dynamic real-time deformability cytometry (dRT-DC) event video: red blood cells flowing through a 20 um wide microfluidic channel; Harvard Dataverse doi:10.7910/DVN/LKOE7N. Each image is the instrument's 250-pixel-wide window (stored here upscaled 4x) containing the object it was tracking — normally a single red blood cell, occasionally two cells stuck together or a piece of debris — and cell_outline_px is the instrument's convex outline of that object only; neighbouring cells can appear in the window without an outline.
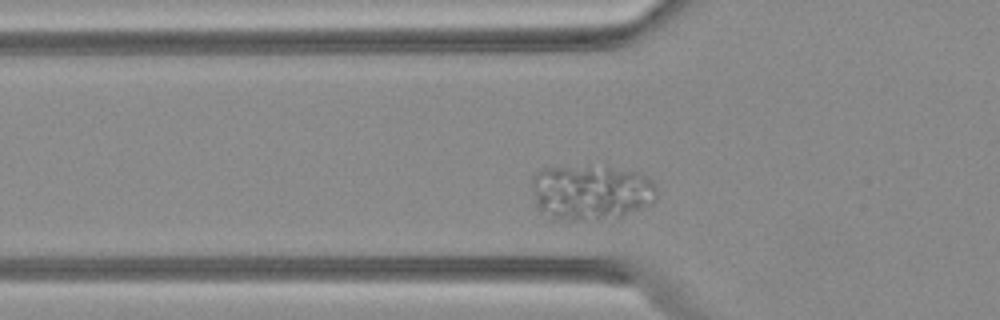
{"species": "Egyptian fruit bat (a non-hibernating species)", "species_latin": "Rousettus aegyptiacus", "temperature_condition": "warm", "stored_images_in_passage": 29, "camera_frame_rate_fps": 3000, "um_per_image_px": 0.085, "animal": {"sex": "female"}, "frame": {"image": 1, "passage_image": 2, "time_ms": 0.333, "image_size_px": [1000, 320], "cell_outline_px": [[656, 200], [652, 204], [620, 216], [596, 220], [548, 220], [536, 208], [532, 188], [532, 176], [540, 168], [588, 164], [640, 172], [648, 176], [652, 180], [656, 188]], "centroid_in_image_um": [50.18, 16.33], "position_along_channel_um": 75.6, "area_um2": 41.62}}
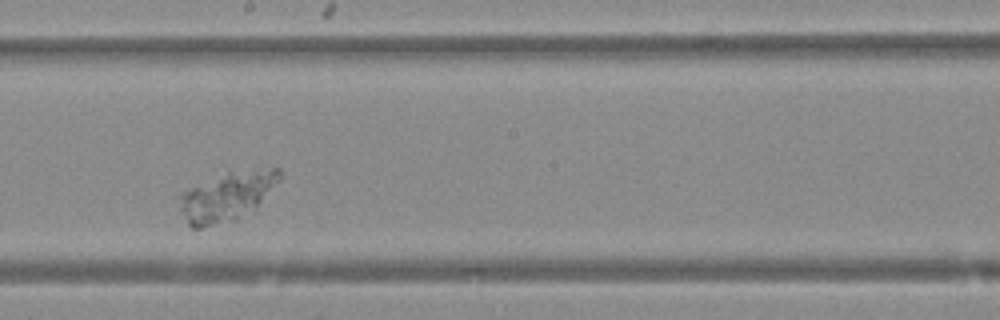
{"frame": {"image": 2, "passage_image": 14, "time_ms": 4.333, "image_size_px": [1000, 320], "cell_outline_px": [[280, 180], [256, 212], [236, 220], [200, 228], [192, 228], [188, 224], [180, 208], [180, 192], [228, 168], [280, 168]], "centroid_in_image_um": [19.36, 16.64], "position_along_channel_um": 228.8, "area_um2": 30.11}}
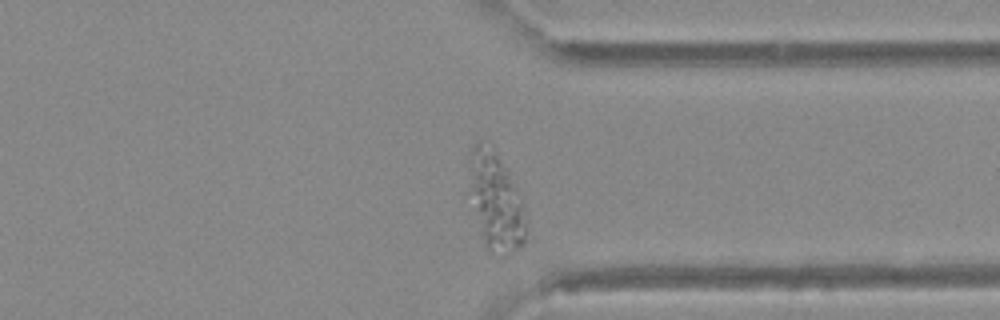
{"frame": {"image": 3, "passage_image": 25, "time_ms": 8.0, "image_size_px": [1000, 320], "cell_outline_px": [[528, 224], [524, 244], [520, 248], [508, 256], [500, 256], [488, 252], [484, 244], [464, 196], [468, 156], [472, 144], [480, 140], [492, 144], [508, 172], [520, 196], [524, 208]], "centroid_in_image_um": [42.02, 17.11], "position_along_channel_um": 369.4, "area_um2": 35.26}}